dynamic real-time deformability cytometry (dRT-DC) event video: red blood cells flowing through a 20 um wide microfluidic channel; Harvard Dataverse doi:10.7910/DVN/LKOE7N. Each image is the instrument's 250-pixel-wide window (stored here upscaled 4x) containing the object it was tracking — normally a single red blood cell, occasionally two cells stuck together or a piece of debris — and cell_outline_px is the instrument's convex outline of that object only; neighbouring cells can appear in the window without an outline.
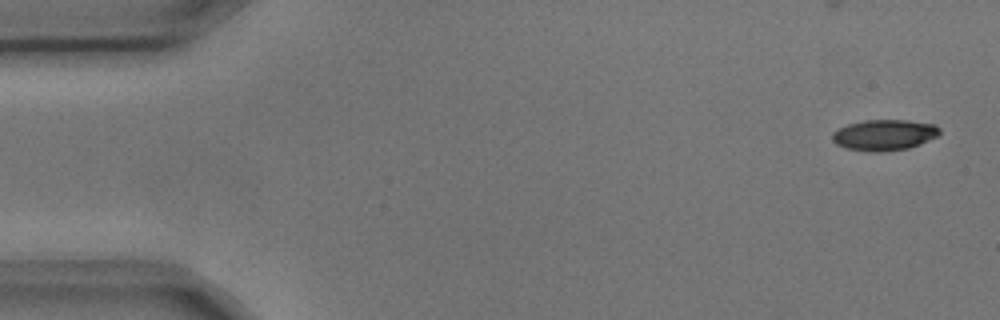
{"species": "common noctule bat (a hibernating species)", "species_latin": "Nyctalus noctula", "temperature_condition": "cold", "stored_images_in_passage": 8, "camera_frame_rate_fps": 3000, "um_per_image_px": 0.085, "animal": {"sex": "male", "body_mass_g": 17.9, "forearm_length_mm": 54.2}, "frame": {"image": 1, "passage_image": 1, "time_ms": 0.0, "image_size_px": [1000, 320], "cell_outline_px": [[940, 132], [936, 136], [920, 144], [908, 148], [880, 152], [872, 152], [848, 148], [836, 144], [832, 140], [832, 132], [848, 124], [864, 120], [908, 120], [936, 124], [940, 128]], "centroid_in_image_um": [75.17, 11.46], "position_along_channel_um": 9.8, "area_um2": 19.25}}
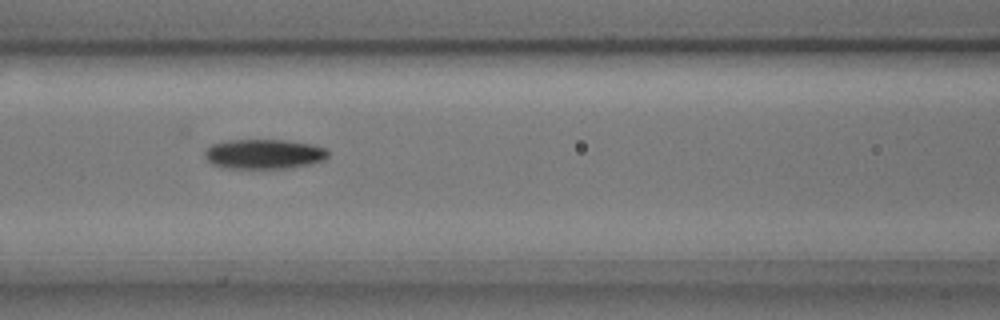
{"frame": {"image": 2, "passage_image": 7, "time_ms": 2.0, "image_size_px": [1000, 320], "cell_outline_px": [[328, 156], [324, 160], [308, 164], [284, 168], [228, 168], [212, 164], [204, 156], [204, 152], [212, 144], [228, 140], [284, 140], [316, 144], [328, 148]], "centroid_in_image_um": [22.47, 13.08], "position_along_channel_um": 144.1, "area_um2": 21.39}}
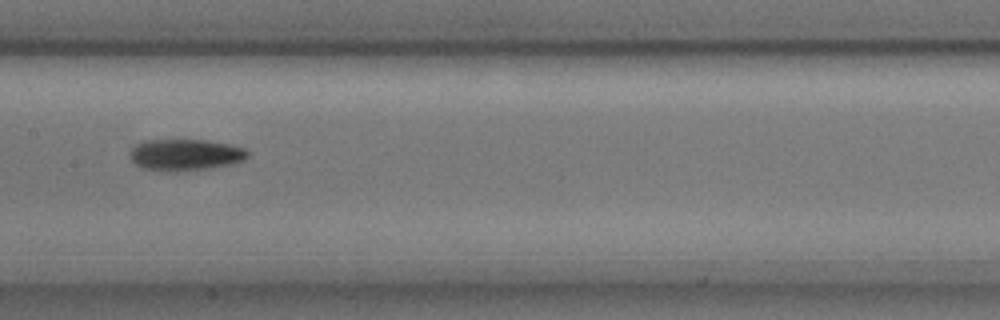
{"frame": {"image": 3, "passage_image": 8, "time_ms": 2.333, "image_size_px": [1000, 320], "cell_outline_px": [[248, 156], [244, 160], [232, 164], [212, 168], [176, 172], [168, 172], [144, 168], [136, 164], [132, 160], [132, 148], [136, 144], [144, 140], [204, 140], [228, 144], [244, 148], [248, 152]], "centroid_in_image_um": [15.77, 13.17], "position_along_channel_um": 191.6, "area_um2": 21.56}}